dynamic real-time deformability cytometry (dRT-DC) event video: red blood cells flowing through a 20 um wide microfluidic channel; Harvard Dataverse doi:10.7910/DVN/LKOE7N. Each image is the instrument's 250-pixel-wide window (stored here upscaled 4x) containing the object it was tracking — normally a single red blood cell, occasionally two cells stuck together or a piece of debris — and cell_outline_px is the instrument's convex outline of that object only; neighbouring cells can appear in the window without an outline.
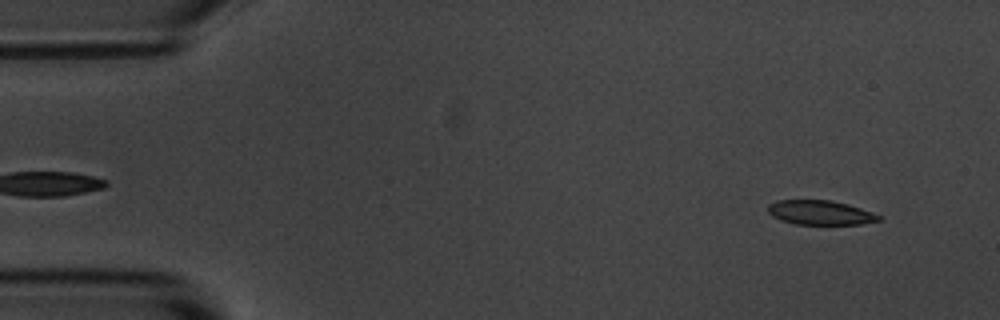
{"species": "common noctule bat (a hibernating species)", "species_latin": "Nyctalus noctula", "temperature_condition": "room temperature", "stored_images_in_passage": 5, "camera_frame_rate_fps": 3000, "um_per_image_px": 0.085, "animal": {"sex": "male", "body_mass_g": 20.1, "forearm_length_mm": 53.5}, "frame": {"image": 1, "passage_image": 1, "time_ms": 0.0, "image_size_px": [1000, 320], "cell_outline_px": [[884, 216], [880, 220], [860, 224], [796, 224], [780, 220], [772, 216], [768, 212], [768, 204], [780, 200], [832, 200], [848, 204]], "centroid_in_image_um": [69.73, 18.07], "position_along_channel_um": 15.3, "area_um2": 15.78}}
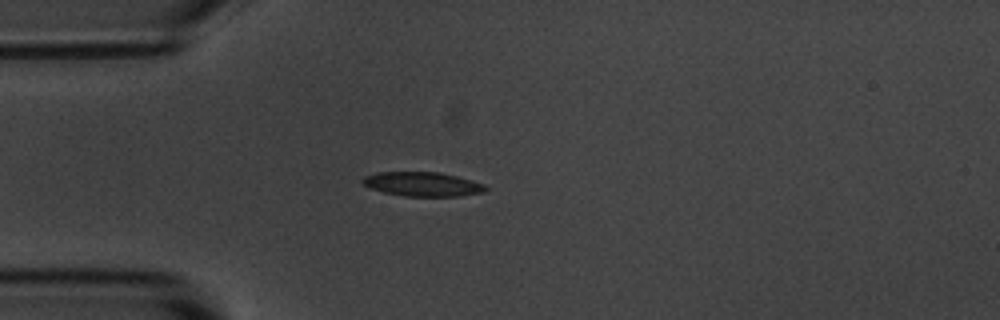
{"frame": {"image": 2, "passage_image": 4, "time_ms": 3.333, "image_size_px": [1000, 320], "cell_outline_px": [[488, 188], [484, 192], [460, 196], [404, 196], [384, 192], [372, 188], [364, 184], [360, 180], [364, 176], [376, 172], [440, 172], [456, 176], [484, 184]], "centroid_in_image_um": [35.91, 15.65], "position_along_channel_um": 49.1, "area_um2": 17.28}}